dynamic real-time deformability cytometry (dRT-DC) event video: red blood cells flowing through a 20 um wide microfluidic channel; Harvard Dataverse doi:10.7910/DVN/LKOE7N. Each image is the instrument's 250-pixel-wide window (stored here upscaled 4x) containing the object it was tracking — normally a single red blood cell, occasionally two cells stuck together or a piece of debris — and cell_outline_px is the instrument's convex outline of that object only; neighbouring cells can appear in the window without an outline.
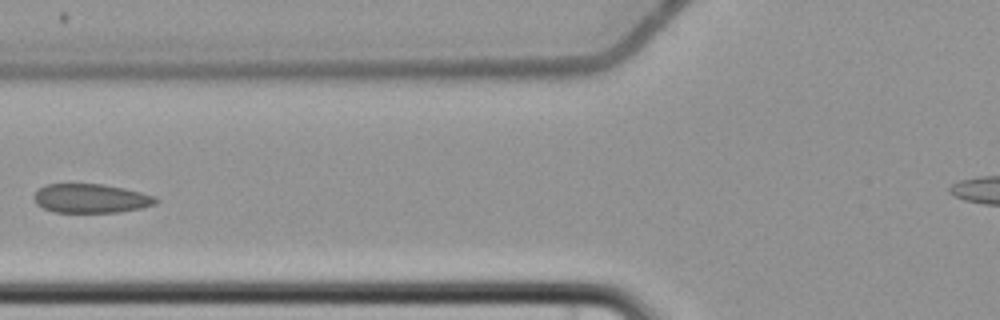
{"species": "common noctule bat (a hibernating species)", "species_latin": "Nyctalus noctula", "temperature_condition": "cold", "stored_images_in_passage": 7, "camera_frame_rate_fps": 3000, "um_per_image_px": 0.085, "animal": {"sex": "female", "body_mass_g": 22.7, "forearm_length_mm": 54.2}, "frame": {"image": 1, "passage_image": 7, "time_ms": 7.333, "image_size_px": [1000, 320], "cell_outline_px": [[160, 200], [156, 204], [144, 208], [120, 212], [56, 212], [44, 208], [36, 204], [32, 196], [44, 184], [104, 184], [124, 188], [156, 196]], "centroid_in_image_um": [7.76, 16.86], "position_along_channel_um": 118.0, "area_um2": 20.81}}